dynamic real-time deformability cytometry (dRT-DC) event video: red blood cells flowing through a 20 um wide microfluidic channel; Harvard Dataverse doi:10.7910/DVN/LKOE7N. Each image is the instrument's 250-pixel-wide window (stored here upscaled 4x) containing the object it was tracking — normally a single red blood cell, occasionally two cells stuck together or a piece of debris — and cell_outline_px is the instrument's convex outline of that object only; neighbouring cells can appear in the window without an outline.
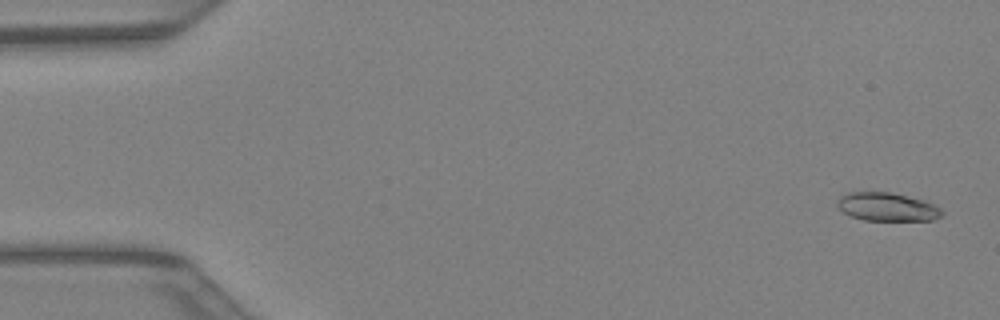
{"species": "Egyptian fruit bat (a non-hibernating species)", "species_latin": "Rousettus aegyptiacus", "temperature_condition": "warm", "stored_images_in_passage": 42, "camera_frame_rate_fps": 3000, "um_per_image_px": 0.085, "animal": {"sex": "female"}, "frame": {"image": 1, "passage_image": 2, "time_ms": 0.333, "image_size_px": [1000, 320], "cell_outline_px": [[944, 212], [940, 216], [932, 220], [864, 220], [852, 216], [844, 212], [836, 204], [836, 200], [840, 196], [848, 192], [892, 192], [924, 200], [940, 208]], "centroid_in_image_um": [75.39, 17.57], "position_along_channel_um": 9.6, "area_um2": 17.22}}
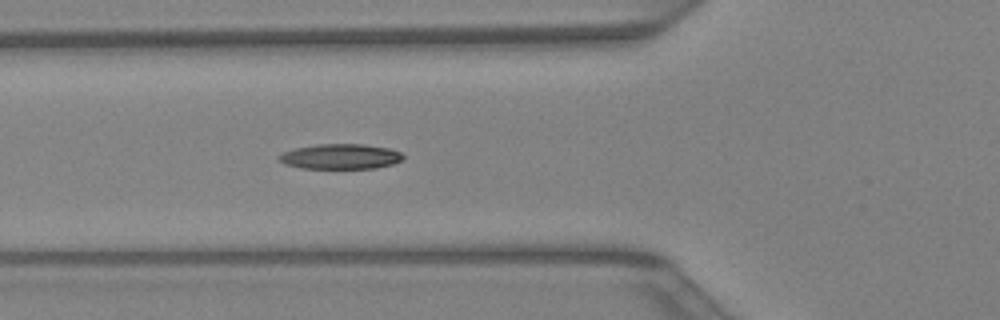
{"frame": {"image": 2, "passage_image": 16, "time_ms": 5.0, "image_size_px": [1000, 320], "cell_outline_px": [[404, 160], [392, 164], [376, 168], [300, 168], [288, 164], [280, 160], [276, 156], [284, 152], [296, 148], [316, 144], [364, 144], [388, 148], [400, 152], [404, 156]], "centroid_in_image_um": [28.98, 13.3], "position_along_channel_um": 96.8, "area_um2": 18.09}}
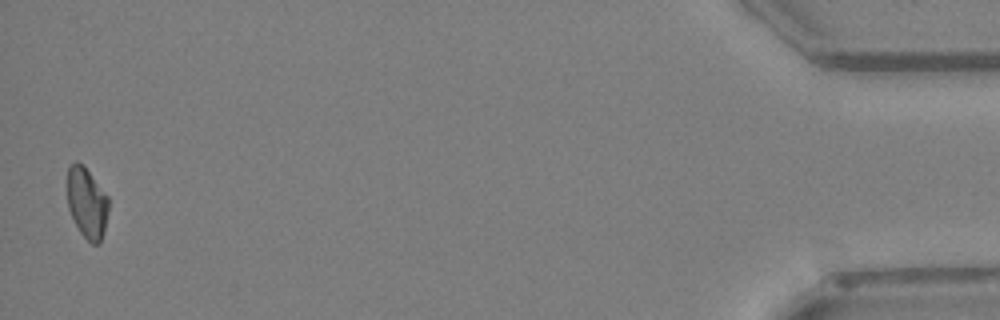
{"frame": {"image": 3, "passage_image": 42, "time_ms": 13.667, "image_size_px": [1000, 320], "cell_outline_px": [[108, 212], [100, 244], [92, 244], [80, 232], [68, 208], [68, 168], [76, 160], [88, 172], [108, 196]], "centroid_in_image_um": [7.39, 17.27], "position_along_channel_um": 427.8, "area_um2": 16.53}}